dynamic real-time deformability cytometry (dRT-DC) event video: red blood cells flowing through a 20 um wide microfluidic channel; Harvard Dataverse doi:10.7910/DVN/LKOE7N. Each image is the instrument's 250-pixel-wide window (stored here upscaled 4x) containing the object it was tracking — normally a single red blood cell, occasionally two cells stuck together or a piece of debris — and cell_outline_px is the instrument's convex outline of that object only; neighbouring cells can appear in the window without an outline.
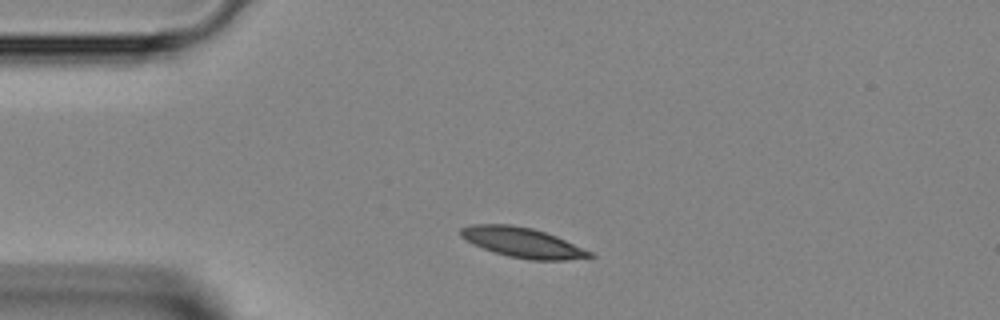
{"species": "Egyptian fruit bat (a non-hibernating species)", "species_latin": "Rousettus aegyptiacus", "temperature_condition": "room temperature", "stored_images_in_passage": 36, "camera_frame_rate_fps": 3000, "um_per_image_px": 0.085, "animal": {"sex": "female"}, "frame": {"image": 1, "passage_image": 1, "time_ms": 0.0, "image_size_px": [1000, 320], "cell_outline_px": [[596, 256], [564, 260], [528, 260], [508, 256], [472, 244], [460, 236], [460, 228], [472, 224], [512, 224], [532, 228], [556, 236], [592, 252]], "centroid_in_image_um": [44.39, 20.61], "position_along_channel_um": 40.6, "area_um2": 22.37}}
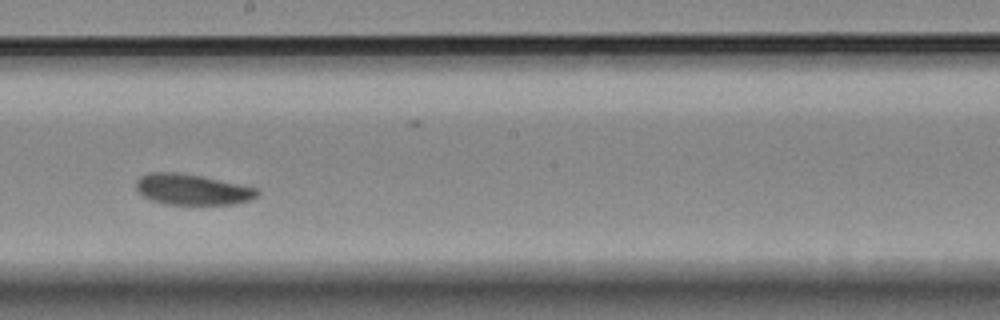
{"frame": {"image": 2, "passage_image": 16, "time_ms": 5.0, "image_size_px": [1000, 320], "cell_outline_px": [[260, 192], [256, 196], [248, 200], [232, 204], [164, 204], [152, 200], [144, 196], [136, 188], [136, 180], [140, 176], [148, 172], [176, 172], [200, 176], [260, 188]], "centroid_in_image_um": [16.33, 16.1], "position_along_channel_um": 231.9, "area_um2": 21.62}}
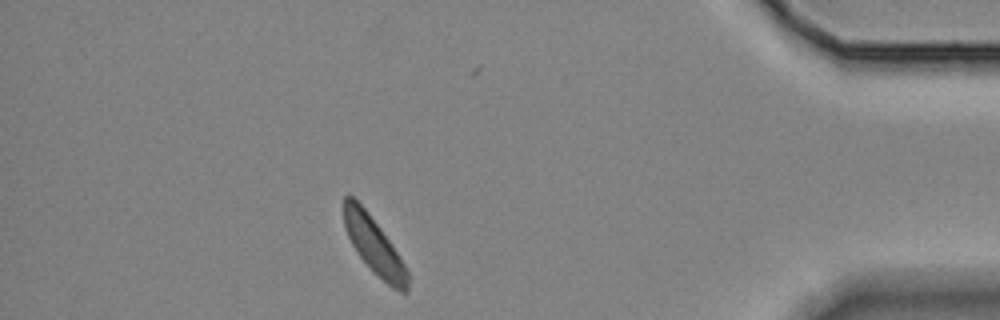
{"frame": {"image": 3, "passage_image": 31, "time_ms": 10.0, "image_size_px": [1000, 320], "cell_outline_px": [[408, 292], [400, 292], [392, 288], [372, 272], [356, 252], [348, 236], [344, 224], [344, 196], [352, 196], [364, 208], [380, 228], [392, 244], [404, 264], [408, 272]], "centroid_in_image_um": [31.8, 20.92], "position_along_channel_um": 403.4, "area_um2": 20.87}}